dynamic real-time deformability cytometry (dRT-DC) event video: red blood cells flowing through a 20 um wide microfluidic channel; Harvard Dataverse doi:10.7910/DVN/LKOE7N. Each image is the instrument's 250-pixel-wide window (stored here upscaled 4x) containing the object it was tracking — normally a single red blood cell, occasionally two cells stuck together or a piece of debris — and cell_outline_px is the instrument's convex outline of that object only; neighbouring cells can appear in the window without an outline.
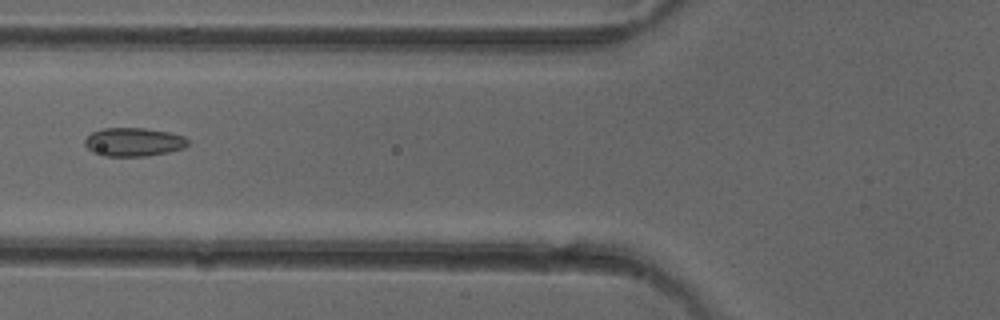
{"species": "common noctule bat (a hibernating species)", "species_latin": "Nyctalus noctula", "temperature_condition": "cold", "stored_images_in_passage": 3, "camera_frame_rate_fps": 3000, "um_per_image_px": 0.085, "animal": {"sex": "female"}, "frame": {"image": 1, "passage_image": 2, "time_ms": 1.333, "image_size_px": [1000, 320], "cell_outline_px": [[188, 144], [184, 148], [168, 152], [148, 156], [104, 156], [92, 152], [84, 144], [84, 140], [92, 132], [104, 128], [144, 128], [172, 132], [184, 136], [188, 140]], "centroid_in_image_um": [11.37, 12.07], "position_along_channel_um": 114.4, "area_um2": 17.28}}
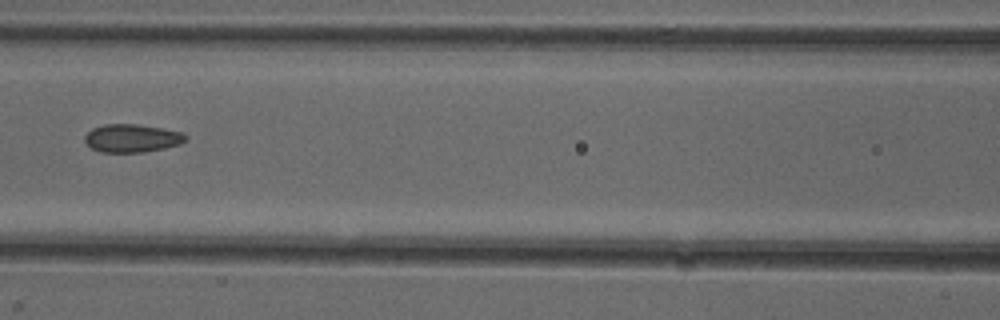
{"frame": {"image": 2, "passage_image": 3, "time_ms": 2.333, "image_size_px": [1000, 320], "cell_outline_px": [[188, 140], [180, 144], [164, 148], [144, 152], [100, 152], [92, 148], [84, 140], [84, 136], [92, 128], [104, 124], [140, 124], [180, 132], [188, 136]], "centroid_in_image_um": [11.22, 11.74], "position_along_channel_um": 155.4, "area_um2": 16.53}}